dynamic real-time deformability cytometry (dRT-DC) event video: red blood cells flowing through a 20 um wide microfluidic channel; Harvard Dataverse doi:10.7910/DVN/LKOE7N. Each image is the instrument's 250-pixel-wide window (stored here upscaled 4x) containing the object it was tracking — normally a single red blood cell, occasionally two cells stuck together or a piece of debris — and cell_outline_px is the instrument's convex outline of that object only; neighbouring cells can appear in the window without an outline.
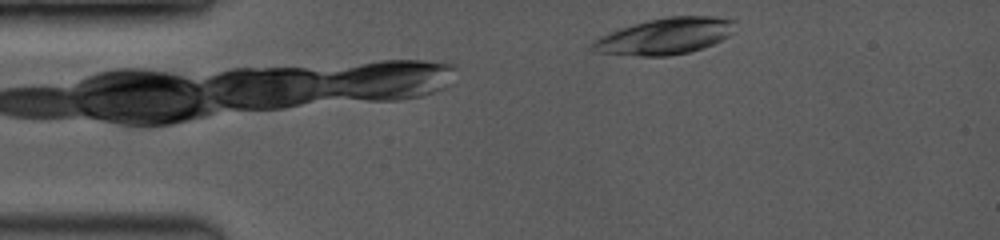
{"species": "common noctule bat (a hibernating species)", "species_latin": "Nyctalus noctula", "temperature_condition": "room temperature", "stored_images_in_passage": 22, "camera_frame_rate_fps": 3500, "um_per_image_px": 0.085, "animal": {"sex": "female", "body_mass_g": 19.0, "forearm_length_mm": 53.3}, "frame": {"image": 1, "passage_image": 2, "time_ms": 0.286, "image_size_px": [1000, 240], "cell_outline_px": [[732, 32], [728, 36], [704, 48], [688, 52], [668, 56], [640, 56], [596, 52], [588, 48], [596, 40], [612, 32], [648, 20], [668, 16], [708, 16], [732, 20]], "centroid_in_image_um": [56.52, 3.09], "position_along_channel_um": 28.5, "area_um2": 29.42}}
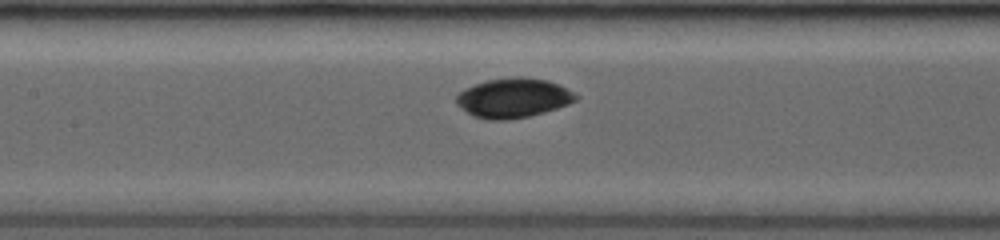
{"frame": {"image": 2, "passage_image": 14, "time_ms": 5.143, "image_size_px": [1000, 240], "cell_outline_px": [[580, 96], [576, 100], [568, 104], [544, 112], [528, 116], [508, 120], [492, 120], [472, 116], [460, 108], [456, 104], [456, 96], [464, 88], [488, 80], [512, 76], [520, 76], [548, 80]], "centroid_in_image_um": [43.59, 8.32], "position_along_channel_um": 163.8, "area_um2": 27.46}}
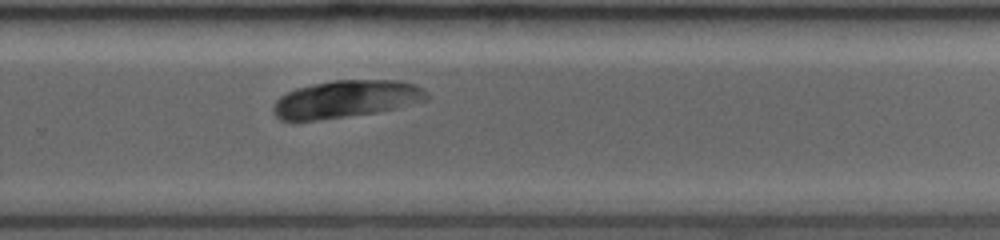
{"frame": {"image": 3, "passage_image": 22, "time_ms": 8.571, "image_size_px": [1000, 240], "cell_outline_px": [[428, 100], [400, 108], [380, 112], [292, 124], [280, 120], [272, 112], [272, 108], [276, 100], [280, 96], [296, 88], [312, 84], [332, 80], [400, 80], [416, 84], [424, 88], [428, 92]], "centroid_in_image_um": [29.4, 8.45], "position_along_channel_um": 300.4, "area_um2": 34.62}}